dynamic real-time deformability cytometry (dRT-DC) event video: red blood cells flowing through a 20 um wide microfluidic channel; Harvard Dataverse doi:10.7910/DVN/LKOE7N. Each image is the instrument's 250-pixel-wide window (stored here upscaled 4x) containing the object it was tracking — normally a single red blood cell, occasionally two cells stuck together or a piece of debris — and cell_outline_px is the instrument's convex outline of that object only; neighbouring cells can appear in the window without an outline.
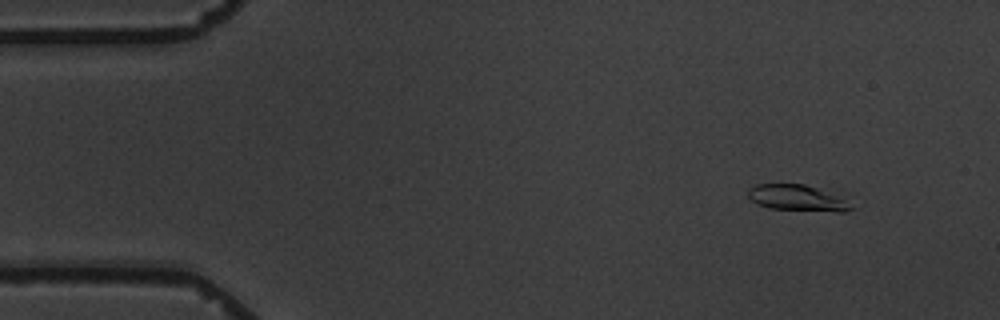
{"species": "common noctule bat (a hibernating species)", "species_latin": "Nyctalus noctula", "temperature_condition": "warm", "stored_images_in_passage": 4, "camera_frame_rate_fps": 3000, "um_per_image_px": 0.085, "animal": {"sex": "male", "body_mass_g": 19.5, "forearm_length_mm": 54.6}, "frame": {"image": 1, "passage_image": 1, "time_ms": 0.0, "image_size_px": [1000, 320], "cell_outline_px": [[852, 208], [844, 212], [836, 212], [768, 208], [756, 204], [748, 196], [748, 188], [756, 184], [804, 184], [844, 200]], "centroid_in_image_um": [67.64, 16.84], "position_along_channel_um": 17.4, "area_um2": 15.14}}